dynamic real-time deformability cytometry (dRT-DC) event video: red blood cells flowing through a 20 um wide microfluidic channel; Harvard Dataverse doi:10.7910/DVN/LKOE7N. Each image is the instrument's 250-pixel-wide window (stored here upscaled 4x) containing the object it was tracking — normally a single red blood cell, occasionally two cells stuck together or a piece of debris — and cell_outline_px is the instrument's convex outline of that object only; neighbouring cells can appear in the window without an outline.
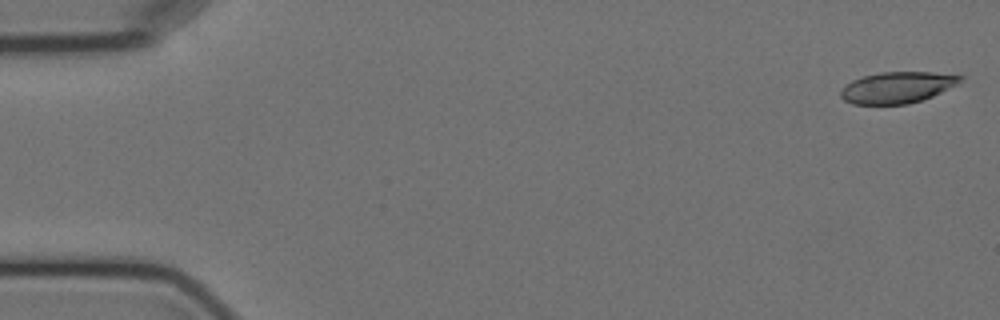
{"species": "Egyptian fruit bat (a non-hibernating species)", "species_latin": "Rousettus aegyptiacus", "temperature_condition": "cold", "stored_images_in_passage": 5, "camera_frame_rate_fps": 3000, "um_per_image_px": 0.085, "animal": {"sex": "female"}, "frame": {"image": 1, "passage_image": 1, "time_ms": 0.0, "image_size_px": [1000, 320], "cell_outline_px": [[964, 76], [956, 84], [932, 96], [908, 104], [852, 104], [844, 100], [840, 96], [840, 88], [844, 84], [852, 80], [864, 76], [880, 72], [932, 72]], "centroid_in_image_um": [76.19, 7.43], "position_along_channel_um": 8.8, "area_um2": 21.68}}